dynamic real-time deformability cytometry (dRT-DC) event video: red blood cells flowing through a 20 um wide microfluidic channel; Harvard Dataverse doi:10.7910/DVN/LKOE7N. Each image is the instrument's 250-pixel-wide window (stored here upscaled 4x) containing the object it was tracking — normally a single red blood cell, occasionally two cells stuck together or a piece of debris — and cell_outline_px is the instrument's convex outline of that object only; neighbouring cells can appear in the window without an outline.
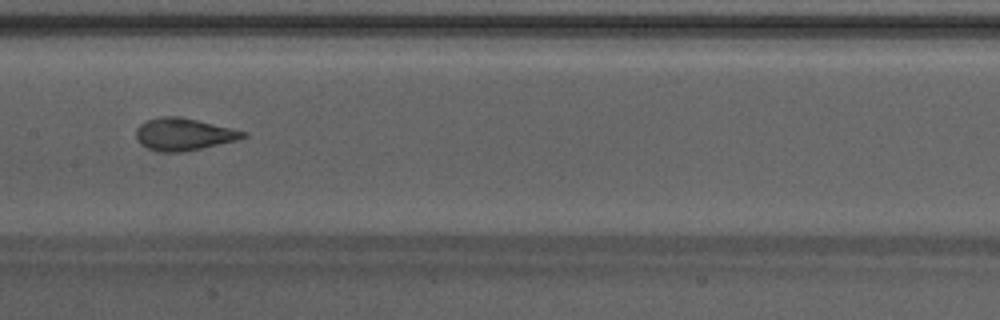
{"species": "Egyptian fruit bat (a non-hibernating species)", "species_latin": "Rousettus aegyptiacus", "temperature_condition": "warm", "stored_images_in_passage": 29, "camera_frame_rate_fps": 3000, "um_per_image_px": 0.085, "animal": {"sex": "male"}, "frame": {"image": 1, "passage_image": 9, "time_ms": 2.667, "image_size_px": [1000, 320], "cell_outline_px": [[248, 136], [236, 140], [200, 148], [180, 152], [160, 152], [148, 148], [140, 144], [136, 136], [136, 128], [140, 124], [148, 120], [160, 116], [180, 116], [248, 132]], "centroid_in_image_um": [15.59, 11.4], "position_along_channel_um": 191.8, "area_um2": 19.94}}
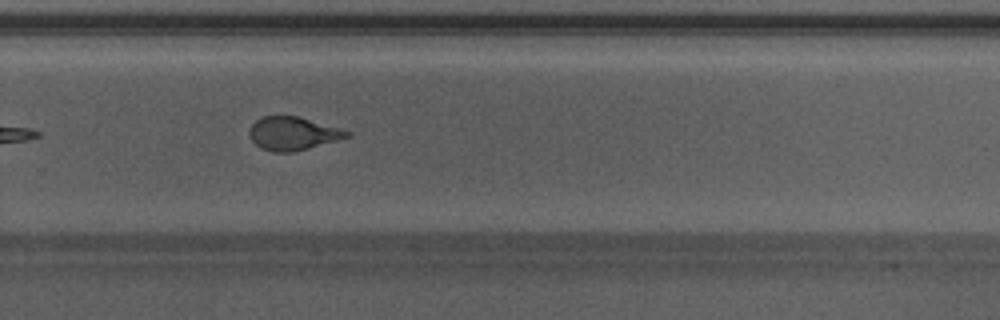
{"frame": {"image": 2, "passage_image": 17, "time_ms": 5.333, "image_size_px": [1000, 320], "cell_outline_px": [[352, 136], [308, 148], [292, 152], [272, 152], [260, 148], [252, 140], [248, 132], [252, 124], [256, 120], [264, 116], [300, 116], [340, 128], [352, 132]], "centroid_in_image_um": [24.91, 11.34], "position_along_channel_um": 304.9, "area_um2": 18.96}}